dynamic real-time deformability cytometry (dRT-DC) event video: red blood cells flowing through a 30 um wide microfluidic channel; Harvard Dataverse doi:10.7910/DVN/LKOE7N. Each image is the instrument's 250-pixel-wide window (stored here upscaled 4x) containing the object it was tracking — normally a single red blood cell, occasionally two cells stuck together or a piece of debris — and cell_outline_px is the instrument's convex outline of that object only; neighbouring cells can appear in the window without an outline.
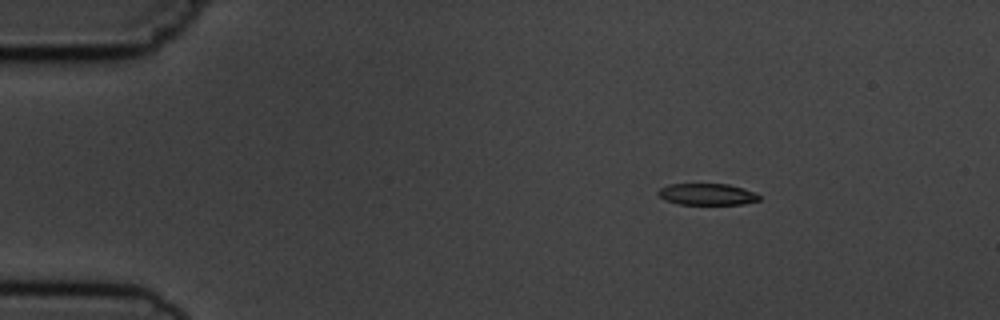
{"species": "common noctule bat (a hibernating species)", "species_latin": "Nyctalus noctula", "temperature_condition": "cold", "stored_images_in_passage": 5, "camera_frame_rate_fps": 3000, "um_per_image_px": 0.085, "animal": {"sex": "male", "body_mass_g": 19.5, "forearm_length_mm": 54.6}, "frame": {"image": 1, "passage_image": 3, "time_ms": 2.333, "image_size_px": [1000, 320], "cell_outline_px": [[760, 200], [744, 204], [680, 204], [664, 200], [656, 192], [660, 188], [668, 184], [728, 184], [744, 188], [756, 192], [760, 196]], "centroid_in_image_um": [60.12, 16.51], "position_along_channel_um": 24.9, "area_um2": 12.77}}
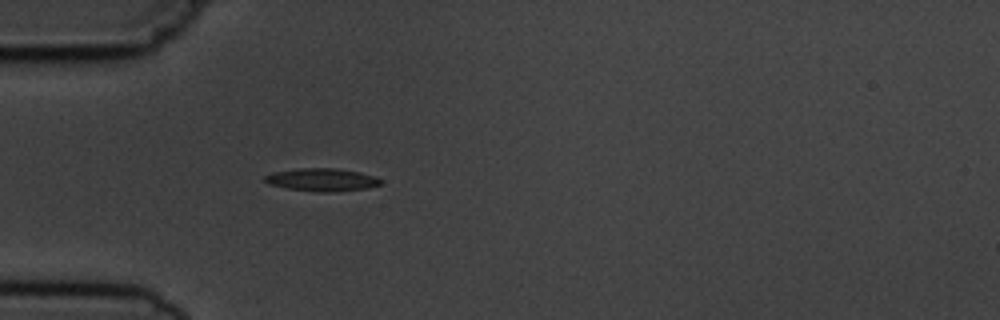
{"frame": {"image": 2, "passage_image": 5, "time_ms": 5.0, "image_size_px": [1000, 320], "cell_outline_px": [[380, 184], [368, 188], [328, 192], [320, 192], [288, 188], [268, 184], [264, 180], [264, 176], [272, 172], [300, 168], [336, 168], [360, 172], [376, 176], [380, 180]], "centroid_in_image_um": [27.35, 15.27], "position_along_channel_um": 57.7, "area_um2": 15.32}}